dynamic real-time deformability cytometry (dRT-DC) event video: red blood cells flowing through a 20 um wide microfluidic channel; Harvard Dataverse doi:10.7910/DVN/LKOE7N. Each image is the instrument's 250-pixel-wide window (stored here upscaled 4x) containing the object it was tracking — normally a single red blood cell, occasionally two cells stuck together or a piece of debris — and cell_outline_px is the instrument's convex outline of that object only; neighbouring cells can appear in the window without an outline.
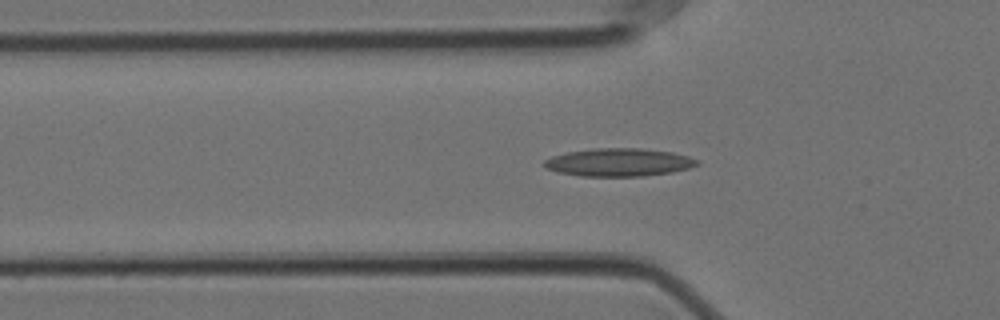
{"species": "Egyptian fruit bat (a non-hibernating species)", "species_latin": "Rousettus aegyptiacus", "temperature_condition": "cold", "stored_images_in_passage": 43, "camera_frame_rate_fps": 3000, "um_per_image_px": 0.085, "animal": {"sex": "female"}, "frame": {"image": 1, "passage_image": 3, "time_ms": 0.667, "image_size_px": [1000, 320], "cell_outline_px": [[700, 164], [688, 168], [672, 172], [644, 176], [580, 176], [556, 172], [548, 168], [544, 164], [544, 160], [552, 156], [568, 152], [592, 148], [640, 148], [672, 152], [688, 156], [700, 160]], "centroid_in_image_um": [52.62, 13.79], "position_along_channel_um": 73.2, "area_um2": 24.97}}
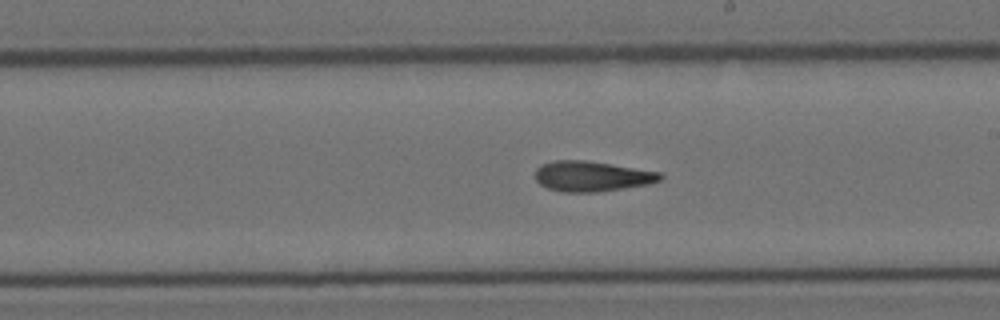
{"frame": {"image": 2, "passage_image": 17, "time_ms": 5.333, "image_size_px": [1000, 320], "cell_outline_px": [[664, 176], [660, 180], [648, 184], [624, 188], [596, 192], [560, 192], [548, 188], [540, 184], [536, 180], [536, 168], [540, 164], [552, 160], [584, 160], [612, 164], [660, 172]], "centroid_in_image_um": [50.28, 14.98], "position_along_channel_um": 238.7, "area_um2": 22.14}}
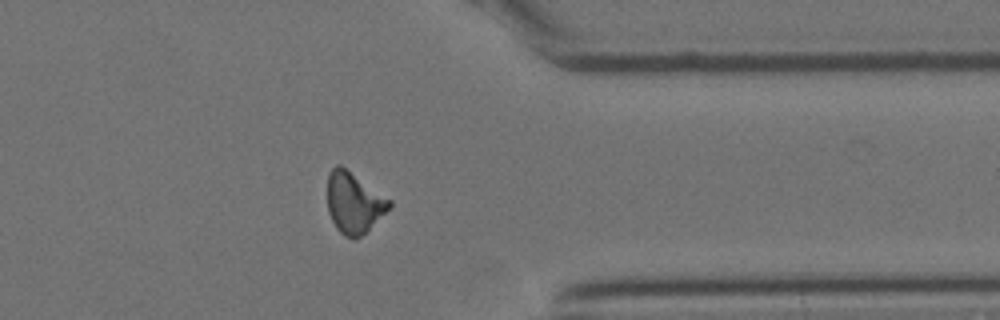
{"frame": {"image": 3, "passage_image": 30, "time_ms": 9.667, "image_size_px": [1000, 320], "cell_outline_px": [[392, 204], [356, 240], [352, 240], [344, 236], [336, 228], [328, 212], [328, 172], [336, 164], [340, 164], [392, 200]], "centroid_in_image_um": [30.04, 17.21], "position_along_channel_um": 381.4, "area_um2": 21.73}, "authors_computed_cell_mechanics": {"area_um2": 21.6172, "velocity_mm_per_s": 3.5342, "shape_relaxation_time_tau1_ms": null, "shape_relaxation_time_tau2_ms": 4.4939, "deformation_change_tau1": null, "deformation_change_tau2": 0.1478}}